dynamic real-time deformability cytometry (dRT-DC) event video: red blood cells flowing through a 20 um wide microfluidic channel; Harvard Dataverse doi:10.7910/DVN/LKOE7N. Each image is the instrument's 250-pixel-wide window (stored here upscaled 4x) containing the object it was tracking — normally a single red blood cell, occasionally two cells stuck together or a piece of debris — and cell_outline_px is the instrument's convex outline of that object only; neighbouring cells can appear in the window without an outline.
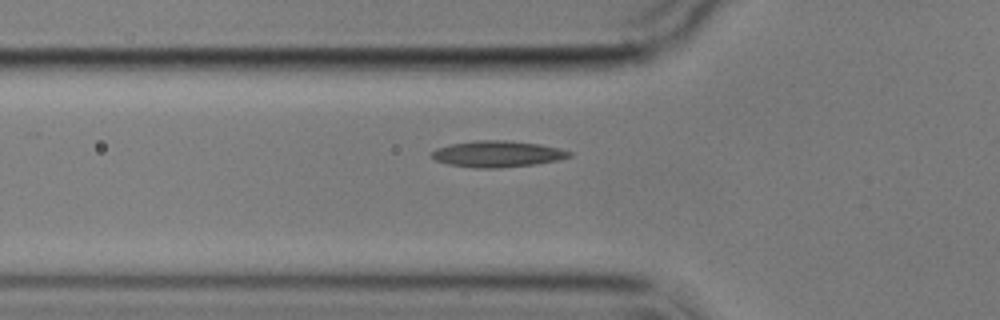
{"species": "common noctule bat (a hibernating species)", "species_latin": "Nyctalus noctula", "temperature_condition": "cold", "stored_images_in_passage": 5, "camera_frame_rate_fps": 3000, "um_per_image_px": 0.085, "animal": {"sex": "male", "body_mass_g": 17.9}, "frame": {"image": 1, "passage_image": 5, "time_ms": 5.667, "image_size_px": [1000, 320], "cell_outline_px": [[572, 156], [560, 160], [536, 164], [500, 168], [476, 168], [448, 164], [436, 160], [432, 156], [432, 152], [436, 148], [452, 144], [476, 140], [504, 140], [540, 144], [560, 148], [572, 152]], "centroid_in_image_um": [42.33, 13.09], "position_along_channel_um": 83.5, "area_um2": 21.1}}